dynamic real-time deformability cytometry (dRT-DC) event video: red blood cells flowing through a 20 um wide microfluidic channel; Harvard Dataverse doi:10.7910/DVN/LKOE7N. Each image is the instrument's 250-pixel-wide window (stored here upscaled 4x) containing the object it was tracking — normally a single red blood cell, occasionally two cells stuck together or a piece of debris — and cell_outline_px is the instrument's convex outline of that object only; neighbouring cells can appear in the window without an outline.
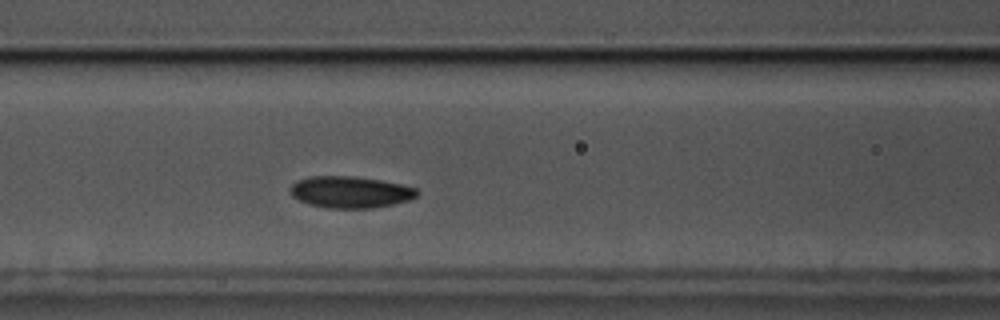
{"species": "common noctule bat (a hibernating species)", "species_latin": "Nyctalus noctula", "temperature_condition": "cold", "stored_images_in_passage": 52, "camera_frame_rate_fps": 3000, "um_per_image_px": 0.085, "animal": {"sex": "male", "body_mass_g": 17.5, "forearm_length_mm": 52.3}, "frame": {"image": 1, "passage_image": 18, "time_ms": 5.667, "image_size_px": [1000, 320], "cell_outline_px": [[420, 192], [416, 196], [408, 200], [392, 204], [372, 208], [328, 208], [308, 204], [292, 196], [288, 192], [288, 188], [296, 180], [308, 176], [356, 176], [404, 184], [416, 188]], "centroid_in_image_um": [29.74, 16.31], "position_along_channel_um": 136.9, "area_um2": 23.64}}
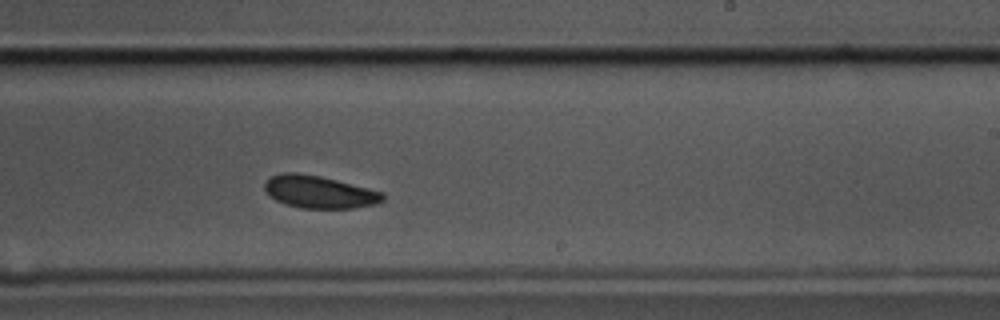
{"frame": {"image": 2, "passage_image": 29, "time_ms": 9.333, "image_size_px": [1000, 320], "cell_outline_px": [[384, 200], [376, 204], [352, 208], [300, 208], [284, 204], [276, 200], [264, 188], [264, 180], [268, 176], [284, 172], [296, 172], [320, 176], [384, 192]], "centroid_in_image_um": [27.11, 16.31], "position_along_channel_um": 261.9, "area_um2": 22.43}}
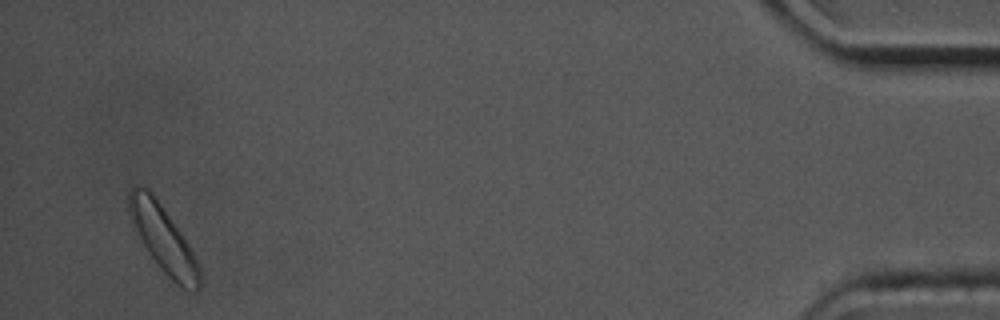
{"frame": {"image": 3, "passage_image": 50, "time_ms": 16.333, "image_size_px": [1000, 320], "cell_outline_px": [[200, 284], [196, 288], [184, 288], [172, 280], [140, 248], [132, 232], [128, 212], [128, 192], [136, 184], [140, 184], [148, 188], [152, 192], [180, 232], [200, 264]], "centroid_in_image_um": [13.74, 20.25], "position_along_channel_um": 421.5, "area_um2": 28.03}, "authors_computed_cell_mechanics": {"area_um2": 23.0333, "velocity_mm_per_s": 3.4246, "shape_relaxation_time_tau1_ms": 2.0381, "shape_relaxation_time_tau2_ms": 6.332, "deformation_change_tau1": 0.0693, "deformation_change_tau2": 0.081}}